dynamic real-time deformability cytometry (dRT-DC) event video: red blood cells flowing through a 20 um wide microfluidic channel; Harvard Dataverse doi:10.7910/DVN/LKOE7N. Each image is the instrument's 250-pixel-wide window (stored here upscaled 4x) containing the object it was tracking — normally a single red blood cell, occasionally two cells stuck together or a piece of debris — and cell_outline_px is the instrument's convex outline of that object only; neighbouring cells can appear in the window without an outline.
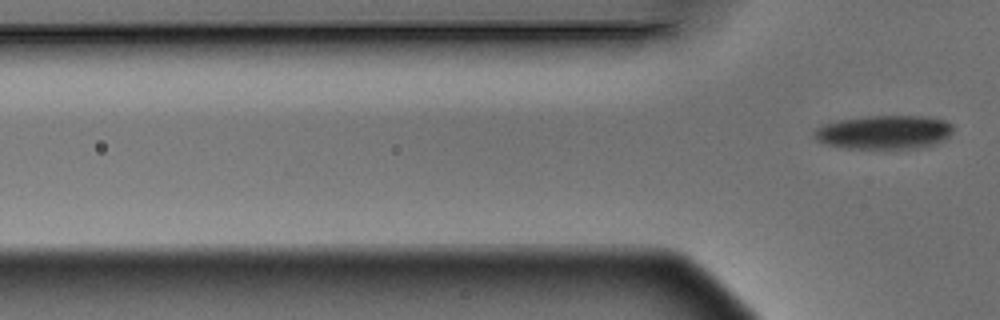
{"species": "Egyptian fruit bat (a non-hibernating species)", "species_latin": "Rousettus aegyptiacus", "temperature_condition": "warm", "stored_images_in_passage": 7, "segment_of_instrument_passage": [2, 2], "camera_frame_rate_fps": 3000, "um_per_image_px": 0.085, "animal": {"sex": "male"}, "frame": {"image": 1, "passage_image": 7, "time_ms": 2.0, "image_size_px": [1000, 320], "cell_outline_px": [[952, 132], [944, 140], [936, 144], [916, 148], [844, 148], [824, 144], [816, 140], [812, 132], [816, 128], [824, 124], [840, 120], [868, 116], [924, 116], [944, 120], [952, 124]], "centroid_in_image_um": [75.14, 11.24], "position_along_channel_um": 50.7, "area_um2": 27.34}}